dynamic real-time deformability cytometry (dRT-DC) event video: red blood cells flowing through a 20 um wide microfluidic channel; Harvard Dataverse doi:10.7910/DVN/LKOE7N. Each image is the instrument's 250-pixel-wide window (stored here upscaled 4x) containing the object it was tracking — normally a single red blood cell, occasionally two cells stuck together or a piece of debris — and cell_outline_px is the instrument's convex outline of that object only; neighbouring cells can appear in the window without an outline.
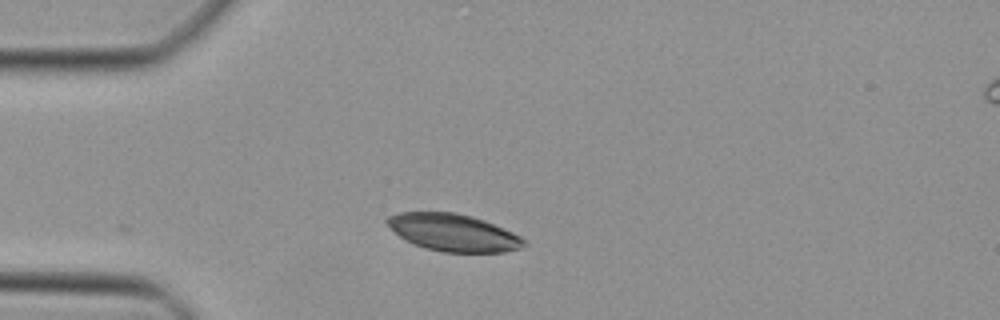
{"species": "Egyptian fruit bat (a non-hibernating species)", "species_latin": "Rousettus aegyptiacus", "temperature_condition": "cold", "stored_images_in_passage": 28, "camera_frame_rate_fps": 3000, "um_per_image_px": 0.085, "animal": {"sex": "female"}, "frame": {"image": 1, "passage_image": 1, "time_ms": 0.0, "image_size_px": [1000, 320], "cell_outline_px": [[524, 244], [520, 248], [504, 252], [444, 252], [428, 248], [416, 244], [400, 236], [384, 220], [388, 216], [400, 212], [456, 212], [472, 216], [484, 220], [512, 232], [520, 236], [524, 240]], "centroid_in_image_um": [38.54, 19.75], "position_along_channel_um": 46.5, "area_um2": 29.19}}
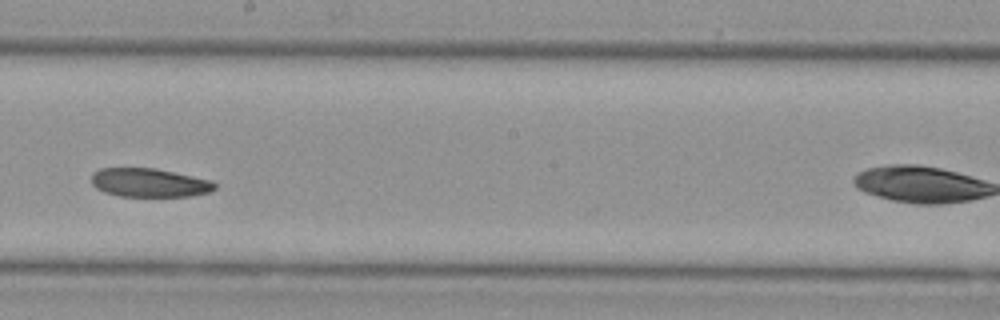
{"frame": {"image": 2, "passage_image": 11, "time_ms": 3.333, "image_size_px": [1000, 320], "cell_outline_px": [[216, 188], [208, 192], [188, 196], [120, 196], [104, 192], [96, 188], [92, 184], [92, 172], [100, 168], [156, 168], [212, 180], [216, 184]], "centroid_in_image_um": [12.68, 15.52], "position_along_channel_um": 235.5, "area_um2": 20.63}}
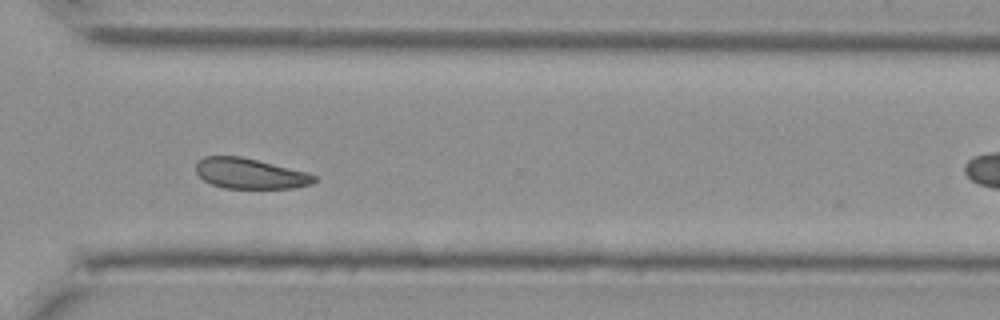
{"frame": {"image": 3, "passage_image": 19, "time_ms": 6.0, "image_size_px": [1000, 320], "cell_outline_px": [[316, 180], [312, 184], [292, 188], [224, 188], [212, 184], [204, 180], [196, 172], [196, 164], [204, 156], [240, 156], [308, 172], [316, 176]], "centroid_in_image_um": [21.26, 14.75], "position_along_channel_um": 349.3, "area_um2": 20.87}}